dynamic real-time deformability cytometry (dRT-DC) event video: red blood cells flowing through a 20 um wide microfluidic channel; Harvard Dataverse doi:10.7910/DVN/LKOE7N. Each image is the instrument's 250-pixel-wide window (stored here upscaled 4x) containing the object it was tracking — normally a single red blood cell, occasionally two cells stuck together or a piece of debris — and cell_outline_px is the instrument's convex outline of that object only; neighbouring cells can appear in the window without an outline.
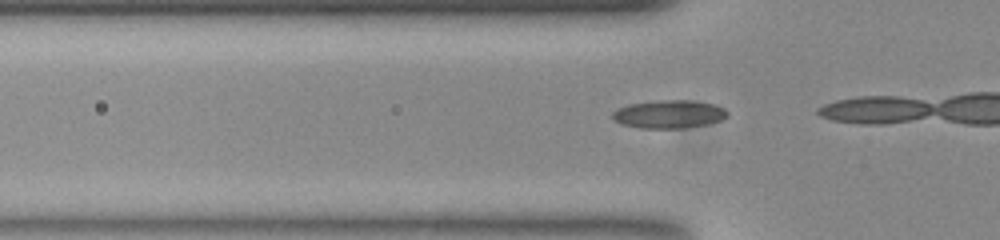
{"species": "common noctule bat (a hibernating species)", "species_latin": "Nyctalus noctula", "temperature_condition": "room temperature", "stored_images_in_passage": 16, "camera_frame_rate_fps": 3000, "um_per_image_px": 0.085, "animal": {"sex": "female", "body_mass_g": 23.0, "forearm_length_mm": 53.4}, "frame": {"image": 1, "passage_image": 13, "time_ms": 4.0, "image_size_px": [1000, 240], "cell_outline_px": [[728, 116], [720, 120], [704, 124], [684, 128], [644, 128], [624, 124], [616, 120], [612, 116], [612, 112], [616, 108], [628, 104], [656, 100], [692, 100], [712, 104], [724, 108], [728, 112]], "centroid_in_image_um": [56.85, 9.68], "position_along_channel_um": 68.9, "area_um2": 18.67}}